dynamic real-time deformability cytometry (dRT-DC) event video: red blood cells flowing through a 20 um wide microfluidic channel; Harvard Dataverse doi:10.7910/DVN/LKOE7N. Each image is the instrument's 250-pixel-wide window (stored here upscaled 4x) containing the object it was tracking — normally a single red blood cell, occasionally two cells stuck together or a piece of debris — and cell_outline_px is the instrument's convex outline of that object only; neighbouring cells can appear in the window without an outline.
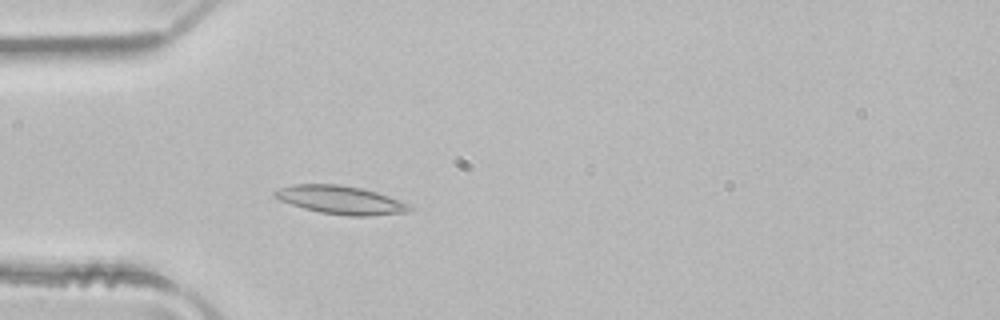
{"species": "common noctule bat (a hibernating species)", "species_latin": "Nyctalus noctula", "temperature_condition": "room temperature", "stored_images_in_passage": 4, "camera_frame_rate_fps": 3000, "um_per_image_px": 0.085, "animal": {"sex": "male", "body_mass_g": 21.5, "forearm_length_mm": 52.0}, "frame": {"image": 1, "passage_image": 4, "time_ms": 1.0, "image_size_px": [1000, 320], "cell_outline_px": [[416, 208], [412, 212], [372, 216], [348, 216], [320, 212], [304, 208], [280, 200], [272, 196], [272, 192], [280, 188], [292, 184], [340, 184], [360, 188], [376, 192], [412, 204]], "centroid_in_image_um": [29.03, 17.01], "position_along_channel_um": 56.0, "area_um2": 22.54}}